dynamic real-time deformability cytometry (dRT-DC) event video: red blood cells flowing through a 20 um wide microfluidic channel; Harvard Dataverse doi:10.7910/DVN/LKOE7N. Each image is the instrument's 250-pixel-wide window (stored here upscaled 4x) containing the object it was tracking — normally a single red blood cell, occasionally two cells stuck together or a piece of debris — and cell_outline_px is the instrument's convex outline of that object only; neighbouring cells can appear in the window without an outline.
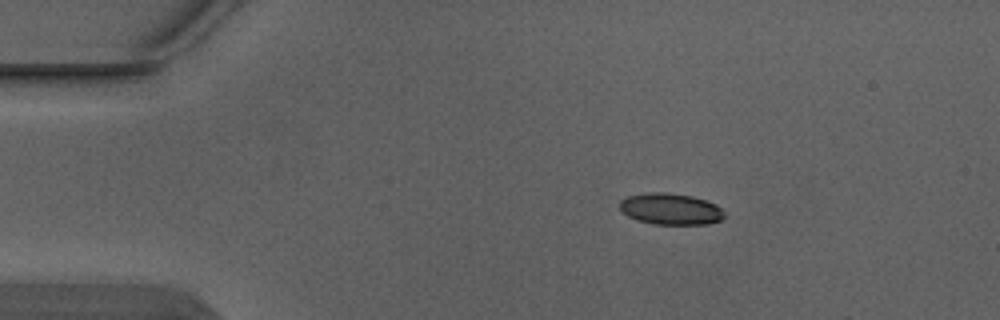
{"species": "Egyptian fruit bat (a non-hibernating species)", "species_latin": "Rousettus aegyptiacus", "temperature_condition": "warm", "stored_images_in_passage": 2, "camera_frame_rate_fps": 3000, "um_per_image_px": 0.085, "animal": {"sex": "male"}, "frame": {"image": 1, "passage_image": 1, "time_ms": 0.0, "image_size_px": [1000, 320], "cell_outline_px": [[724, 216], [720, 220], [708, 224], [656, 224], [640, 220], [628, 216], [620, 208], [620, 200], [628, 196], [648, 192], [668, 192], [692, 196], [716, 204], [724, 212]], "centroid_in_image_um": [57.01, 17.75], "position_along_channel_um": 28.0, "area_um2": 18.96}}